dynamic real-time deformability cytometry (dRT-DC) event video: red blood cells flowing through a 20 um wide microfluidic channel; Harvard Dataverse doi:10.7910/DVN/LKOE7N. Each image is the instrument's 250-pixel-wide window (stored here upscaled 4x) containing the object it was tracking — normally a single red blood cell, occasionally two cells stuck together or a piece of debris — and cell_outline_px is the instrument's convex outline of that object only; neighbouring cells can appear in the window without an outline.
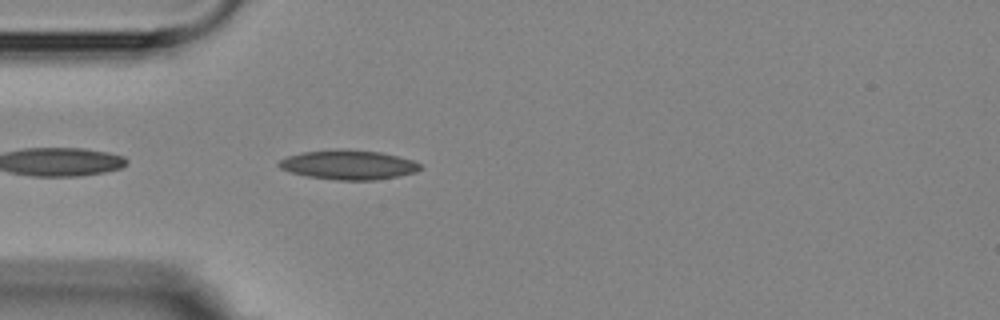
{"species": "Egyptian fruit bat (a non-hibernating species)", "species_latin": "Rousettus aegyptiacus", "temperature_condition": "room temperature", "stored_images_in_passage": 4, "camera_frame_rate_fps": 3000, "um_per_image_px": 0.085, "animal": {"sex": "female"}, "frame": {"image": 1, "passage_image": 4, "time_ms": 4.333, "image_size_px": [1000, 320], "cell_outline_px": [[424, 168], [416, 172], [376, 180], [336, 180], [308, 176], [292, 172], [280, 168], [276, 164], [280, 160], [288, 156], [304, 152], [380, 152], [412, 160], [420, 164]], "centroid_in_image_um": [29.65, 14.06], "position_along_channel_um": 55.3, "area_um2": 23.06}}